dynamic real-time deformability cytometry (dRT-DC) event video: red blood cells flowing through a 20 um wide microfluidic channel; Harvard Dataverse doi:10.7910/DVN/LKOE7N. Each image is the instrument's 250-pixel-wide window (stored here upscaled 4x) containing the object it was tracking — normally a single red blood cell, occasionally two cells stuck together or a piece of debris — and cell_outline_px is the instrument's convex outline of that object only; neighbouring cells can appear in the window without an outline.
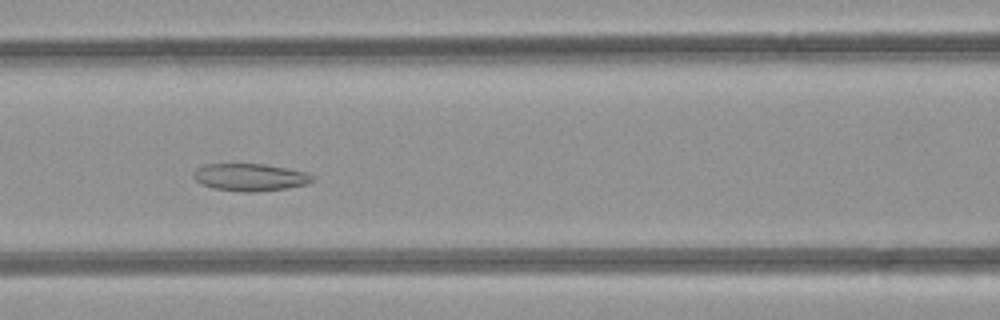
{"species": "common noctule bat (a hibernating species)", "species_latin": "Nyctalus noctula", "temperature_condition": "room temperature", "stored_images_in_passage": 39, "camera_frame_rate_fps": 3000, "um_per_image_px": 0.085, "animal": {"sex": "female", "body_mass_g": 21.9}, "frame": {"image": 1, "passage_image": 11, "time_ms": 3.333, "image_size_px": [1000, 320], "cell_outline_px": [[316, 180], [308, 184], [288, 188], [256, 192], [240, 192], [212, 188], [200, 184], [192, 176], [192, 172], [196, 168], [204, 164], [264, 164], [304, 172], [316, 176]], "centroid_in_image_um": [21.24, 15.08], "position_along_channel_um": 145.4, "area_um2": 19.25}}
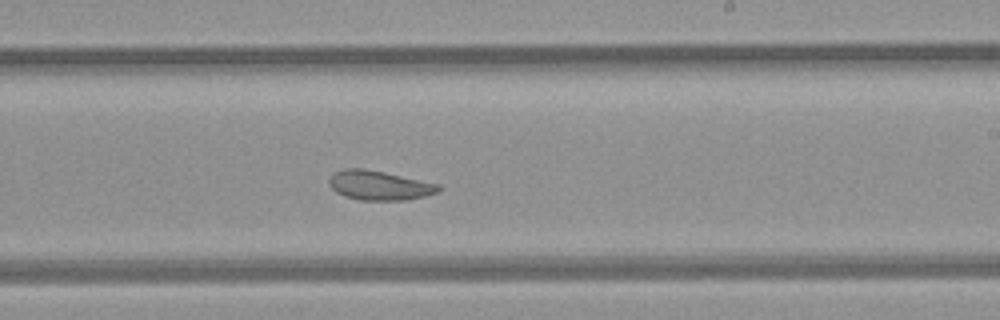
{"frame": {"image": 2, "passage_image": 19, "time_ms": 6.0, "image_size_px": [1000, 320], "cell_outline_px": [[444, 188], [440, 192], [408, 200], [360, 200], [344, 196], [336, 192], [328, 184], [328, 180], [332, 172], [344, 168], [364, 168], [384, 172], [440, 184]], "centroid_in_image_um": [32.25, 15.75], "position_along_channel_um": 256.8, "area_um2": 19.07}}
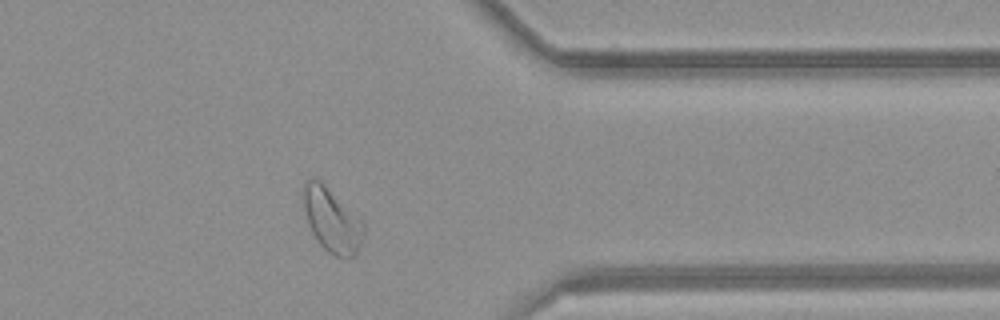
{"frame": {"image": 3, "passage_image": 29, "time_ms": 9.333, "image_size_px": [1000, 320], "cell_outline_px": [[364, 240], [356, 252], [352, 256], [336, 256], [328, 252], [316, 240], [308, 224], [300, 196], [300, 188], [304, 180], [312, 176], [320, 180], [364, 224]], "centroid_in_image_um": [28.12, 18.65], "position_along_channel_um": 383.3, "area_um2": 22.6}, "authors_computed_cell_mechanics": {"area_um2": 21.2126, "velocity_mm_per_s": 4.1937, "shape_relaxation_time_tau1_ms": null, "shape_relaxation_time_tau2_ms": 3.4024, "deformation_change_tau1": null, "deformation_change_tau2": 0.1047}}